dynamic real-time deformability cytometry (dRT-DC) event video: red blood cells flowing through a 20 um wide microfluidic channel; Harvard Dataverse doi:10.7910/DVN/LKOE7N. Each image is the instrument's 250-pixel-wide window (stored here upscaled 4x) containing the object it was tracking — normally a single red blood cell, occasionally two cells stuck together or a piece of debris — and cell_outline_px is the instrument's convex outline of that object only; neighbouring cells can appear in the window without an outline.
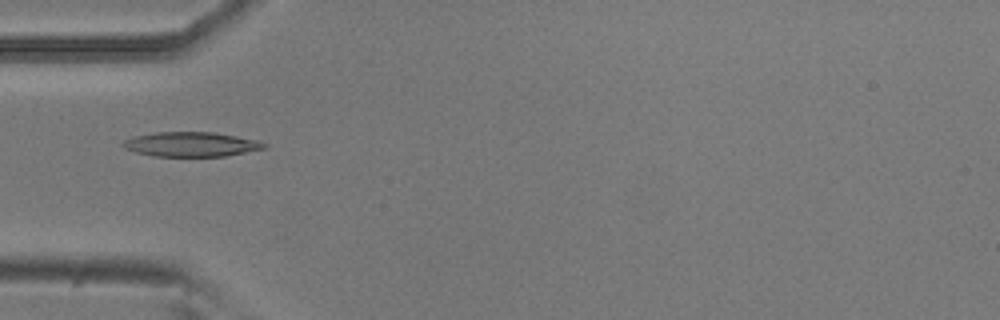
{"species": "common noctule bat (a hibernating species)", "species_latin": "Nyctalus noctula", "temperature_condition": "room temperature", "stored_images_in_passage": 53, "camera_frame_rate_fps": 3000, "um_per_image_px": 0.085, "animal": {"sex": "male", "body_mass_g": 20.5, "forearm_length_mm": 52.5}, "frame": {"image": 1, "passage_image": 17, "time_ms": 5.333, "image_size_px": [1000, 320], "cell_outline_px": [[268, 148], [224, 156], [152, 156], [136, 152], [124, 148], [120, 144], [124, 140], [132, 136], [156, 132], [212, 132], [260, 140], [268, 144]], "centroid_in_image_um": [16.26, 12.26], "position_along_channel_um": 68.7, "area_um2": 20.4}}
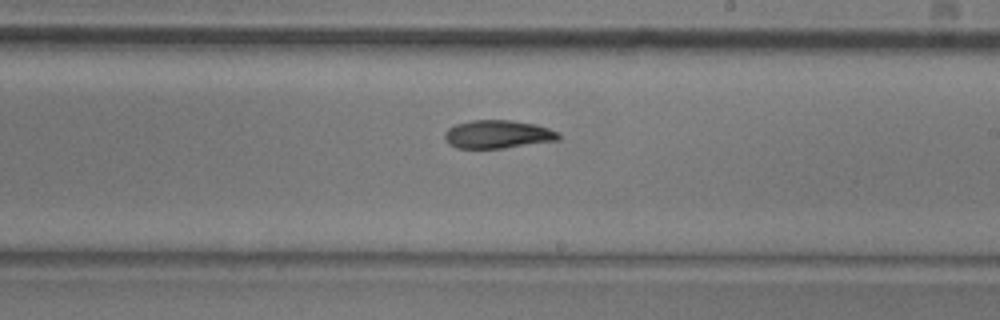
{"frame": {"image": 2, "passage_image": 31, "time_ms": 10.0, "image_size_px": [1000, 320], "cell_outline_px": [[560, 140], [504, 148], [456, 148], [448, 144], [444, 136], [444, 132], [448, 128], [456, 124], [472, 120], [512, 120], [536, 124], [560, 132]], "centroid_in_image_um": [42.32, 11.41], "position_along_channel_um": 246.7, "area_um2": 18.9}}
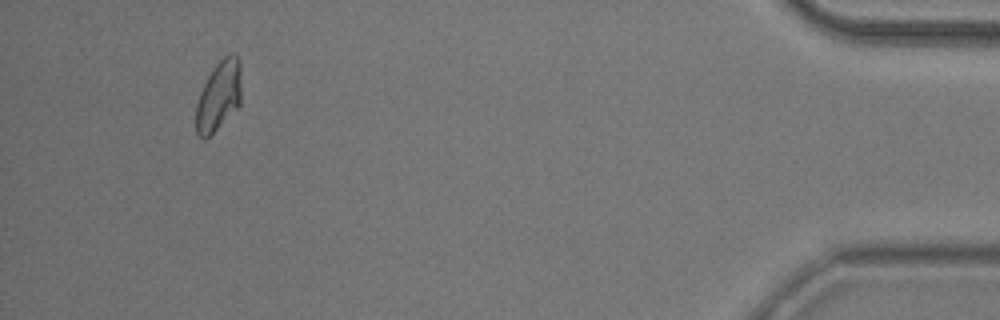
{"frame": {"image": 3, "passage_image": 50, "time_ms": 16.333, "image_size_px": [1000, 320], "cell_outline_px": [[240, 104], [204, 140], [196, 132], [196, 104], [200, 92], [212, 68], [228, 52], [232, 52], [236, 56], [240, 64]], "centroid_in_image_um": [18.58, 8.1], "position_along_channel_um": 416.6, "area_um2": 18.09}, "authors_computed_cell_mechanics": {"area_um2": 19.3052, "velocity_mm_per_s": 3.8057, "shape_relaxation_time_tau1_ms": 3.7773, "shape_relaxation_time_tau2_ms": 9.7471, "deformation_change_tau1": 0.1335, "deformation_change_tau2": 0.1379}}